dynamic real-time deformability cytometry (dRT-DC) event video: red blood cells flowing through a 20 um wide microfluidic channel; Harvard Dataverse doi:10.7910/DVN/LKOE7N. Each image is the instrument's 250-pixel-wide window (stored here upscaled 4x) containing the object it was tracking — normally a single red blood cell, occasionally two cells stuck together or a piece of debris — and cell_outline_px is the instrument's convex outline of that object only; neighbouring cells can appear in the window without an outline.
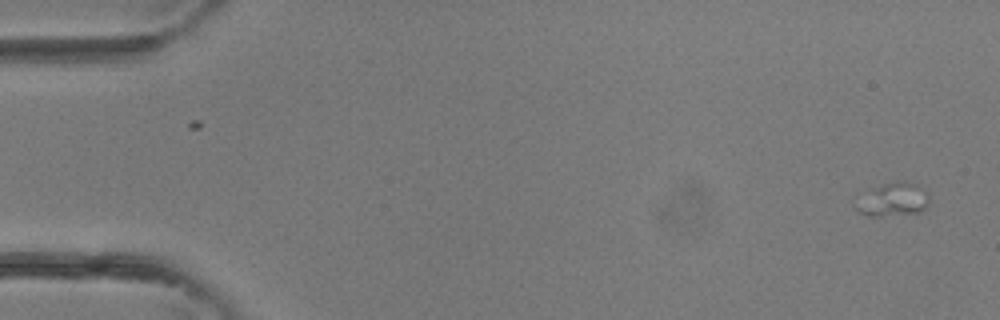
{"species": "common noctule bat (a hibernating species)", "species_latin": "Nyctalus noctula", "temperature_condition": "room temperature", "stored_images_in_passage": 2, "camera_frame_rate_fps": 3000, "um_per_image_px": 0.085, "animal": {"sex": "female"}, "frame": {"image": 1, "passage_image": 2, "time_ms": 0.333, "image_size_px": [1000, 320], "cell_outline_px": [[928, 204], [920, 212], [880, 216], [868, 216], [860, 212], [852, 204], [852, 200], [884, 184], [900, 180], [904, 180], [916, 184], [928, 196]], "centroid_in_image_um": [75.84, 16.98], "position_along_channel_um": 9.2, "area_um2": 14.1}}